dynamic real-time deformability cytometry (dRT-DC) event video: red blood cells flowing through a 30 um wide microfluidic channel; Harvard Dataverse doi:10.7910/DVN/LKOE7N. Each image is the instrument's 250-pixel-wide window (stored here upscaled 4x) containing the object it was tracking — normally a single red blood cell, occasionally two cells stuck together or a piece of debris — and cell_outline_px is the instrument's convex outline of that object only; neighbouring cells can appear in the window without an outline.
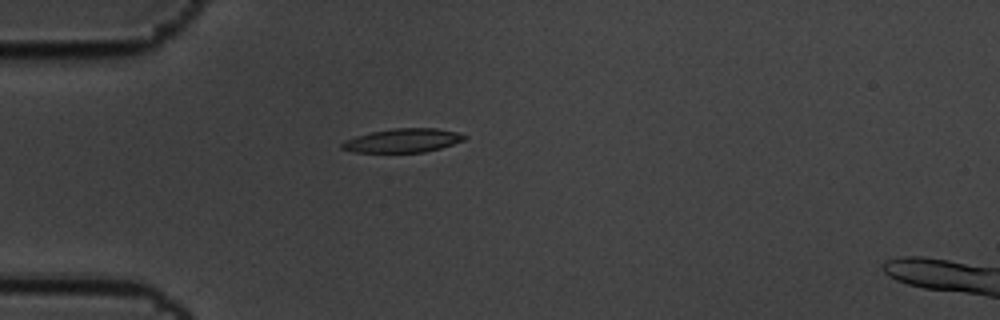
{"species": "common noctule bat (a hibernating species)", "species_latin": "Nyctalus noctula", "temperature_condition": "cold", "stored_images_in_passage": 6, "camera_frame_rate_fps": 3000, "um_per_image_px": 0.085, "animal": {"sex": "male", "body_mass_g": 19.5, "forearm_length_mm": 54.6}, "frame": {"image": 1, "passage_image": 2, "time_ms": 0.333, "image_size_px": [1000, 320], "cell_outline_px": [[468, 136], [464, 140], [440, 148], [424, 152], [352, 152], [340, 148], [340, 144], [344, 140], [356, 136], [372, 132], [396, 128], [436, 128], [456, 132]], "centroid_in_image_um": [34.21, 11.94], "position_along_channel_um": 50.8, "area_um2": 16.88}}
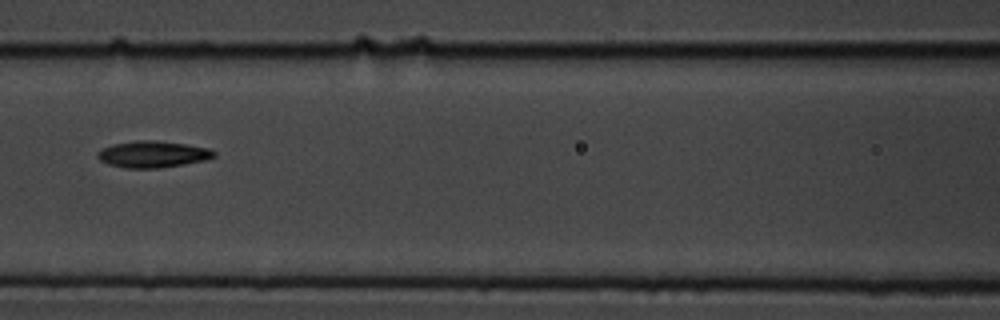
{"frame": {"image": 2, "passage_image": 5, "time_ms": 1.333, "image_size_px": [1000, 320], "cell_outline_px": [[216, 156], [204, 160], [184, 164], [160, 168], [124, 168], [108, 164], [100, 160], [96, 156], [96, 152], [112, 144], [136, 140], [152, 140], [184, 144], [208, 148], [216, 152]], "centroid_in_image_um": [12.95, 13.11], "position_along_channel_um": 153.6, "area_um2": 17.98}}
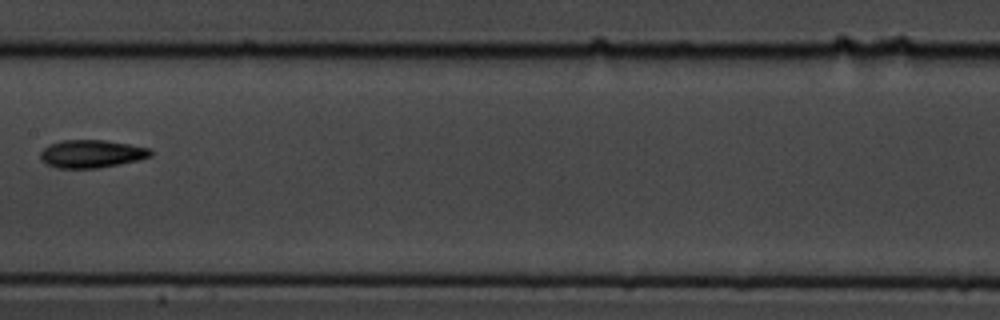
{"frame": {"image": 3, "passage_image": 6, "time_ms": 1.667, "image_size_px": [1000, 320], "cell_outline_px": [[152, 156], [136, 160], [100, 168], [56, 168], [40, 160], [40, 152], [48, 144], [64, 140], [104, 140], [152, 148]], "centroid_in_image_um": [7.77, 13.07], "position_along_channel_um": 199.6, "area_um2": 17.92}}